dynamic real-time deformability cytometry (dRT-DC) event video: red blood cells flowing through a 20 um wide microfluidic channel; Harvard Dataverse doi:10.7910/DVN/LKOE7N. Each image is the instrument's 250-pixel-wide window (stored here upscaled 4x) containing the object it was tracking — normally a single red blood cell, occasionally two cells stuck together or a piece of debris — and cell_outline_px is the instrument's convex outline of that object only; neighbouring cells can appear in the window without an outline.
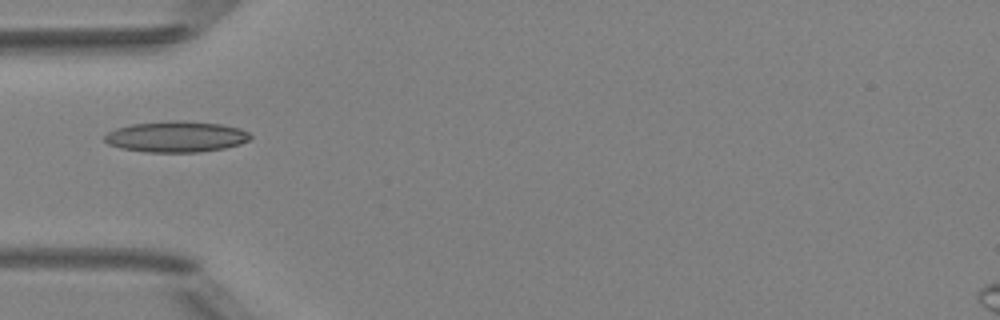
{"species": "Egyptian fruit bat (a non-hibernating species)", "species_latin": "Rousettus aegyptiacus", "temperature_condition": "room temperature", "stored_images_in_passage": 4, "camera_frame_rate_fps": 3000, "um_per_image_px": 0.085, "animal": {"sex": "female"}, "frame": {"image": 1, "passage_image": 3, "time_ms": 2.333, "image_size_px": [1000, 320], "cell_outline_px": [[252, 136], [248, 140], [240, 144], [224, 148], [200, 152], [144, 152], [120, 148], [108, 144], [104, 140], [104, 136], [108, 132], [116, 128], [132, 124], [172, 120], [184, 120], [220, 124], [240, 128], [248, 132]], "centroid_in_image_um": [14.96, 11.62], "position_along_channel_um": 70.0, "area_um2": 26.41}}
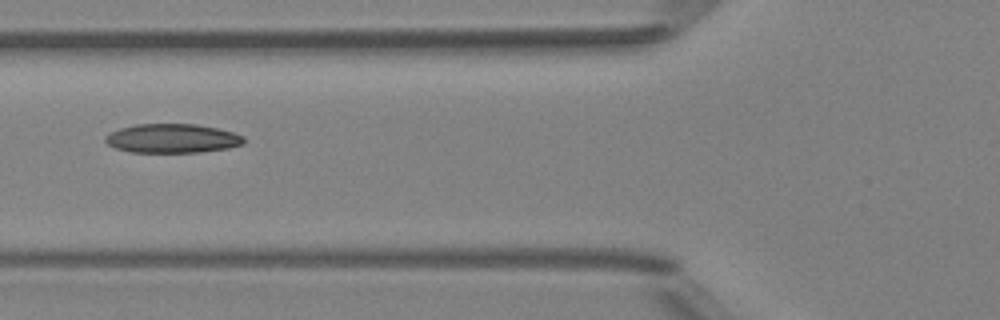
{"frame": {"image": 2, "passage_image": 4, "time_ms": 3.333, "image_size_px": [1000, 320], "cell_outline_px": [[244, 144], [228, 148], [200, 152], [132, 152], [116, 148], [108, 144], [104, 140], [104, 136], [108, 132], [120, 128], [136, 124], [196, 124], [216, 128], [232, 132], [244, 136]], "centroid_in_image_um": [14.62, 11.76], "position_along_channel_um": 111.2, "area_um2": 23.47}}